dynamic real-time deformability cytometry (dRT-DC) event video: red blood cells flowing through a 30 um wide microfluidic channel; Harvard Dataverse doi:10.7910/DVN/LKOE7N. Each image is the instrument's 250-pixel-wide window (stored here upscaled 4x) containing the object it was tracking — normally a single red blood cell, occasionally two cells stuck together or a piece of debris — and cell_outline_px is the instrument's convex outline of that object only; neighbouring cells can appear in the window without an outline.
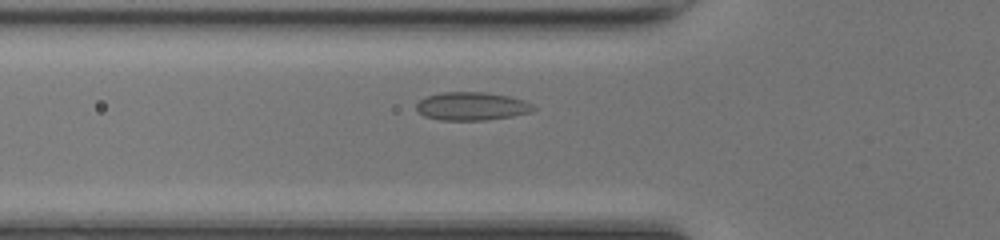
{"species": "common noctule bat (a hibernating species)", "species_latin": "Nyctalus noctula", "temperature_condition": "room temperature", "stored_images_in_passage": 36, "camera_frame_rate_fps": 3000, "um_per_image_px": 0.085, "animal": {"sex": "female", "body_mass_g": 17.0, "forearm_length_mm": 48.0}, "frame": {"image": 1, "passage_image": 6, "time_ms": 1.667, "image_size_px": [1000, 240], "cell_outline_px": [[536, 108], [532, 112], [512, 116], [484, 120], [440, 120], [424, 116], [416, 108], [416, 104], [420, 100], [428, 96], [444, 92], [484, 92], [508, 96], [524, 100], [532, 104]], "centroid_in_image_um": [40.12, 9.03], "position_along_channel_um": 85.7, "area_um2": 19.13}}
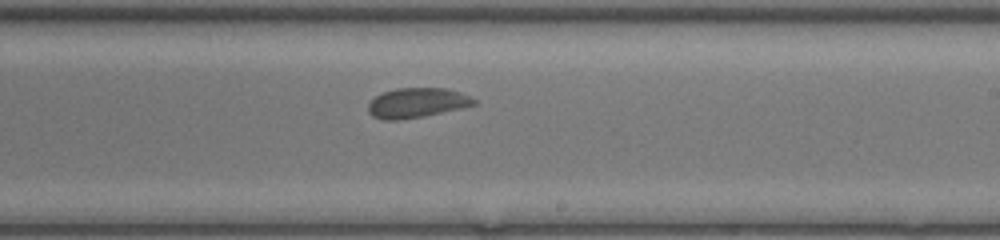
{"frame": {"image": 2, "passage_image": 18, "time_ms": 5.667, "image_size_px": [1000, 240], "cell_outline_px": [[476, 104], [464, 108], [424, 116], [400, 120], [380, 120], [372, 116], [368, 112], [368, 104], [376, 96], [384, 92], [396, 88], [444, 88], [460, 92], [476, 100]], "centroid_in_image_um": [35.43, 8.75], "position_along_channel_um": 253.6, "area_um2": 18.44}}
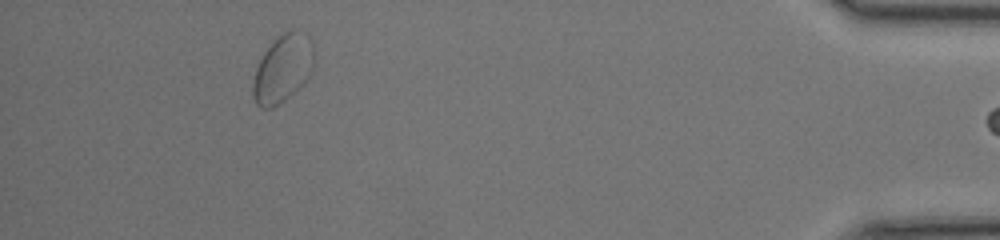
{"frame": {"image": 3, "passage_image": 34, "time_ms": 11.0, "image_size_px": [1000, 240], "cell_outline_px": [[312, 72], [304, 84], [284, 100], [272, 108], [260, 108], [256, 104], [252, 96], [252, 84], [256, 68], [264, 52], [284, 32], [296, 28], [308, 32], [312, 40]], "centroid_in_image_um": [24.05, 5.83], "position_along_channel_um": 411.2, "area_um2": 24.16}, "authors_computed_cell_mechanics": {"area_um2": 18.5249, "velocity_mm_per_s": 4.1919, "shape_relaxation_time_tau1_ms": 5.2447, "shape_relaxation_time_tau2_ms": 0.8523, "deformation_change_tau1": 0.069, "deformation_change_tau2": 0.0522}}